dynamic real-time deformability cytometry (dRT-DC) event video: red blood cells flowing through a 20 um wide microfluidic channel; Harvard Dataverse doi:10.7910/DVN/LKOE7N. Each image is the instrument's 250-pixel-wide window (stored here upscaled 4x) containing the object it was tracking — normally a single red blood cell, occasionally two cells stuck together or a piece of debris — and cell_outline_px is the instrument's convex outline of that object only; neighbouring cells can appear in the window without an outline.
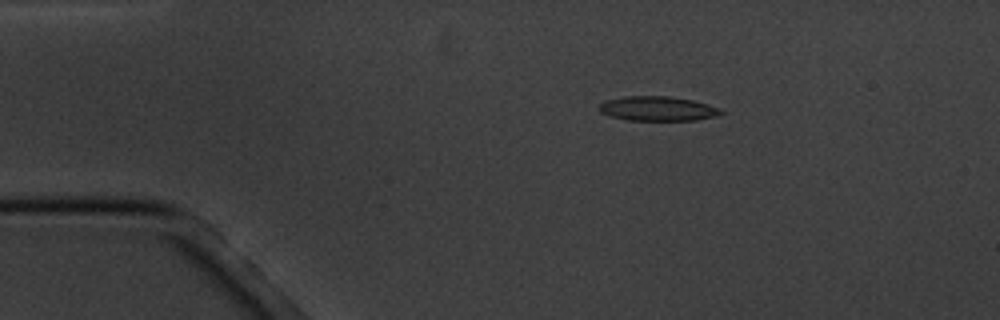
{"species": "common noctule bat (a hibernating species)", "species_latin": "Nyctalus noctula", "temperature_condition": "cold", "stored_images_in_passage": 4, "camera_frame_rate_fps": 3000, "um_per_image_px": 0.085, "animal": {"sex": "male", "body_mass_g": 20.1, "forearm_length_mm": 53.5}, "frame": {"image": 1, "passage_image": 3, "time_ms": 3.0, "image_size_px": [1000, 320], "cell_outline_px": [[724, 112], [716, 116], [696, 120], [628, 120], [612, 116], [600, 112], [600, 104], [608, 100], [624, 96], [668, 96], [692, 100], [708, 104], [720, 108]], "centroid_in_image_um": [55.94, 9.23], "position_along_channel_um": 29.1, "area_um2": 17.22}}